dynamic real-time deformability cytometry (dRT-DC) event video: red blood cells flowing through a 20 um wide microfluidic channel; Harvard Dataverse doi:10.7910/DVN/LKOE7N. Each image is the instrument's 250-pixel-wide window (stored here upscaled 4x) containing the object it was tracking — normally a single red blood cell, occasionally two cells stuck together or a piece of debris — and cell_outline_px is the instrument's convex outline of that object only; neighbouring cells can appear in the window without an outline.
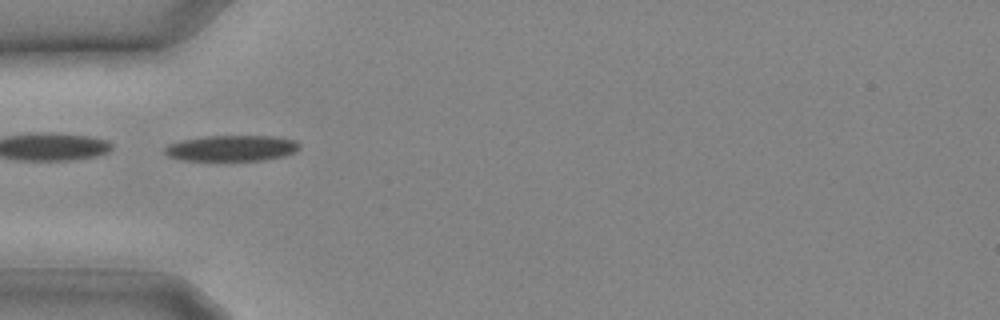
{"species": "common noctule bat (a hibernating species)", "species_latin": "Nyctalus noctula", "temperature_condition": "cold", "stored_images_in_passage": 11, "camera_frame_rate_fps": 3000, "um_per_image_px": 0.085, "animal": {"sex": "male", "body_mass_g": 20.4}, "frame": {"image": 1, "passage_image": 1, "time_ms": 0.0, "image_size_px": [1000, 320], "cell_outline_px": [[300, 148], [296, 152], [284, 156], [264, 160], [220, 164], [180, 160], [168, 156], [164, 152], [164, 148], [168, 144], [184, 140], [204, 136], [276, 136], [296, 140], [300, 144]], "centroid_in_image_um": [19.68, 12.65], "position_along_channel_um": 65.3, "area_um2": 21.62}}
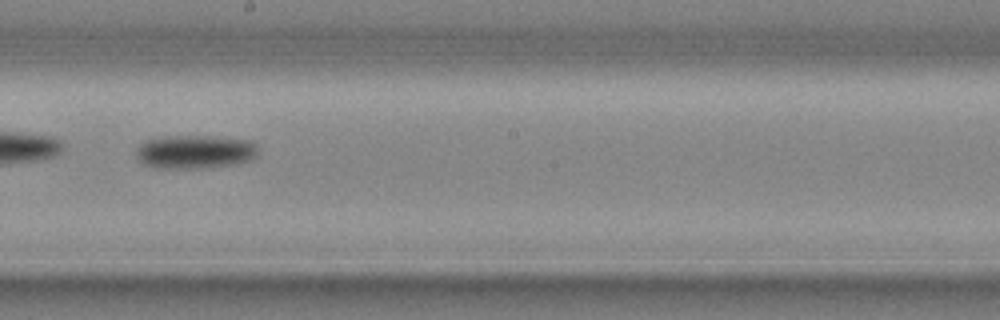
{"frame": {"image": 2, "passage_image": 8, "time_ms": 2.333, "image_size_px": [1000, 320], "cell_outline_px": [[260, 156], [252, 160], [236, 164], [212, 168], [156, 168], [144, 164], [136, 156], [136, 148], [144, 140], [164, 136], [208, 136], [252, 140], [256, 144]], "centroid_in_image_um": [16.62, 12.91], "position_along_channel_um": 231.6, "area_um2": 24.45}}
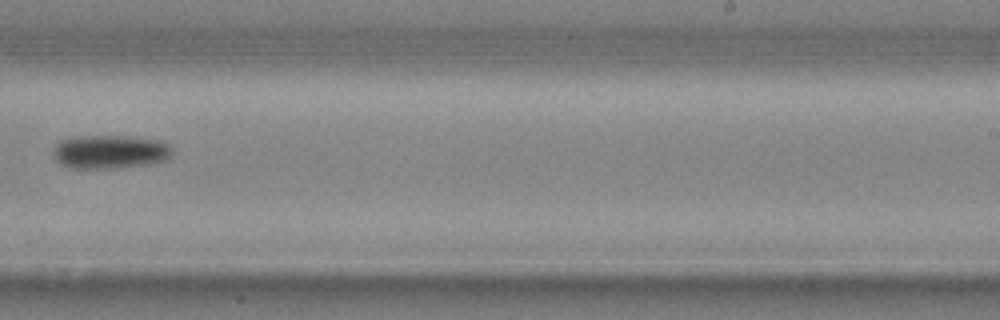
{"frame": {"image": 3, "passage_image": 10, "time_ms": 3.0, "image_size_px": [1000, 320], "cell_outline_px": [[172, 152], [168, 160], [148, 164], [124, 168], [72, 168], [60, 164], [52, 152], [56, 144], [60, 140], [76, 136], [128, 136], [160, 140], [168, 144], [172, 148]], "centroid_in_image_um": [9.37, 12.9], "position_along_channel_um": 279.6, "area_um2": 23.58}}